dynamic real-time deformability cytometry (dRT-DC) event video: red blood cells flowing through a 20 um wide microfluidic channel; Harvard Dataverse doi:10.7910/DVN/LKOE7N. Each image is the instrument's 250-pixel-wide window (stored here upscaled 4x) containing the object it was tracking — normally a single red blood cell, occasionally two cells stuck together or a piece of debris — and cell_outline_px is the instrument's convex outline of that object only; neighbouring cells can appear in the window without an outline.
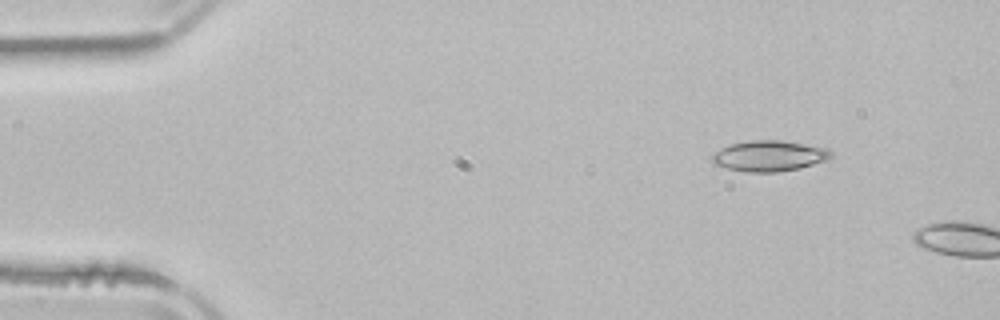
{"species": "common noctule bat (a hibernating species)", "species_latin": "Nyctalus noctula", "temperature_condition": "room temperature", "stored_images_in_passage": 4, "camera_frame_rate_fps": 3000, "um_per_image_px": 0.085, "animal": {"sex": "male", "body_mass_g": 21.5, "forearm_length_mm": 52.0}, "frame": {"image": 1, "passage_image": 1, "time_ms": 0.0, "image_size_px": [1000, 320], "cell_outline_px": [[832, 156], [828, 160], [800, 168], [780, 172], [748, 172], [728, 168], [712, 164], [712, 152], [720, 148], [732, 144], [752, 140], [780, 140], [828, 148], [832, 152]], "centroid_in_image_um": [65.38, 13.26], "position_along_channel_um": 19.6, "area_um2": 21.39}}